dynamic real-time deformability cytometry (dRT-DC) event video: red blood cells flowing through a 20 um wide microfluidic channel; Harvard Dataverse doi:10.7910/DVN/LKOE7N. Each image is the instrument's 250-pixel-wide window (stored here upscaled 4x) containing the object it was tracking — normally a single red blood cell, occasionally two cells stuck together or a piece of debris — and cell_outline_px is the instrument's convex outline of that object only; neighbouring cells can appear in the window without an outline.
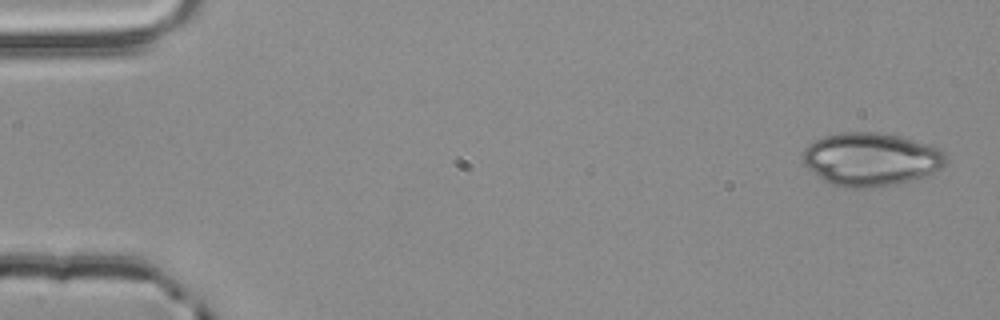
{"species": "common noctule bat (a hibernating species)", "species_latin": "Nyctalus noctula", "temperature_condition": "room temperature", "stored_images_in_passage": 4, "camera_frame_rate_fps": 3000, "um_per_image_px": 0.085, "animal": {"sex": "male", "body_mass_g": 20.4}, "frame": {"image": 1, "passage_image": 1, "time_ms": 0.0, "image_size_px": [1000, 320], "cell_outline_px": [[948, 160], [940, 168], [916, 180], [896, 184], [872, 188], [852, 188], [832, 184], [824, 180], [808, 168], [804, 164], [804, 148], [808, 144], [824, 136], [840, 132], [876, 132], [900, 136], [940, 148], [944, 152]], "centroid_in_image_um": [74.04, 13.54], "position_along_channel_um": 11.0, "area_um2": 44.33}}